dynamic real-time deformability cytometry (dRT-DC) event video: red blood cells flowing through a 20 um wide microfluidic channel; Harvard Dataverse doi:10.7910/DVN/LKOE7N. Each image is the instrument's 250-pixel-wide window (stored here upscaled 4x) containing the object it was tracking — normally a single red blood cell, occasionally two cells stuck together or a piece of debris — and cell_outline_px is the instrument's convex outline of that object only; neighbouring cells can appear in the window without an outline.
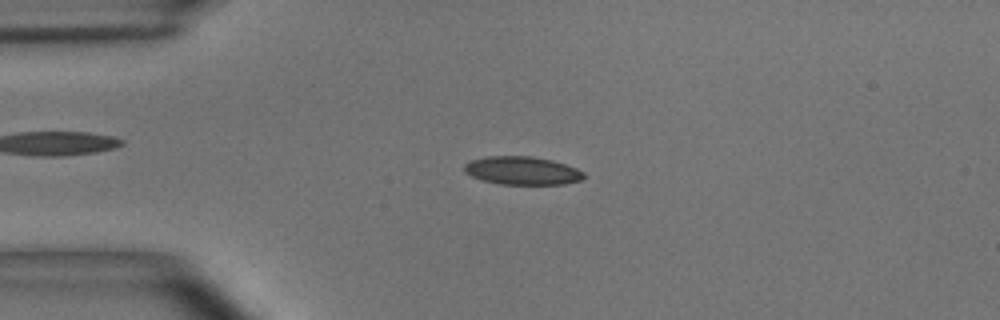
{"species": "common noctule bat (a hibernating species)", "species_latin": "Nyctalus noctula", "temperature_condition": "room temperature", "stored_images_in_passage": 53, "camera_frame_rate_fps": 3000, "um_per_image_px": 0.085, "animal": {"sex": "male", "body_mass_g": 15.6}, "frame": {"image": 1, "passage_image": 12, "time_ms": 3.667, "image_size_px": [1000, 320], "cell_outline_px": [[584, 176], [580, 180], [564, 184], [500, 184], [484, 180], [472, 176], [464, 172], [464, 164], [472, 160], [488, 156], [532, 156], [552, 160], [576, 168], [584, 172]], "centroid_in_image_um": [44.38, 14.5], "position_along_channel_um": 40.6, "area_um2": 19.48}}
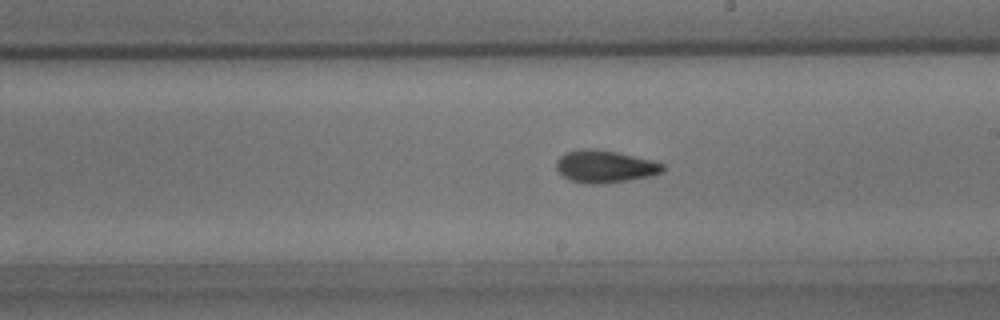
{"frame": {"image": 2, "passage_image": 30, "time_ms": 9.667, "image_size_px": [1000, 320], "cell_outline_px": [[664, 172], [652, 176], [608, 184], [584, 184], [572, 180], [564, 176], [556, 168], [556, 160], [564, 152], [580, 148], [588, 148], [616, 152], [652, 160], [664, 164]], "centroid_in_image_um": [51.42, 14.16], "position_along_channel_um": 237.6, "area_um2": 20.35}}
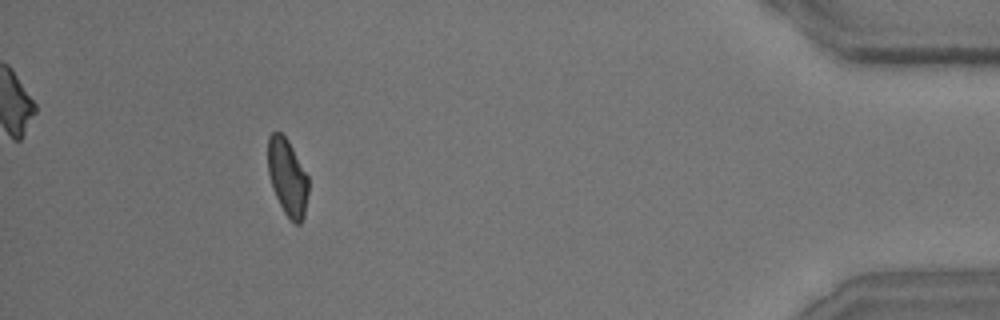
{"frame": {"image": 3, "passage_image": 49, "time_ms": 16.0, "image_size_px": [1000, 320], "cell_outline_px": [[308, 192], [304, 216], [300, 224], [296, 224], [284, 212], [272, 188], [268, 172], [268, 136], [272, 132], [280, 132], [288, 140], [308, 176]], "centroid_in_image_um": [24.43, 15.05], "position_along_channel_um": 410.8, "area_um2": 17.98}, "authors_computed_cell_mechanics": {"area_um2": 19.2474, "velocity_mm_per_s": 3.6675, "shape_relaxation_time_tau1_ms": 7.0515, "shape_relaxation_time_tau2_ms": 1.9663, "deformation_change_tau1": 0.16, "deformation_change_tau2": 0.0743}}